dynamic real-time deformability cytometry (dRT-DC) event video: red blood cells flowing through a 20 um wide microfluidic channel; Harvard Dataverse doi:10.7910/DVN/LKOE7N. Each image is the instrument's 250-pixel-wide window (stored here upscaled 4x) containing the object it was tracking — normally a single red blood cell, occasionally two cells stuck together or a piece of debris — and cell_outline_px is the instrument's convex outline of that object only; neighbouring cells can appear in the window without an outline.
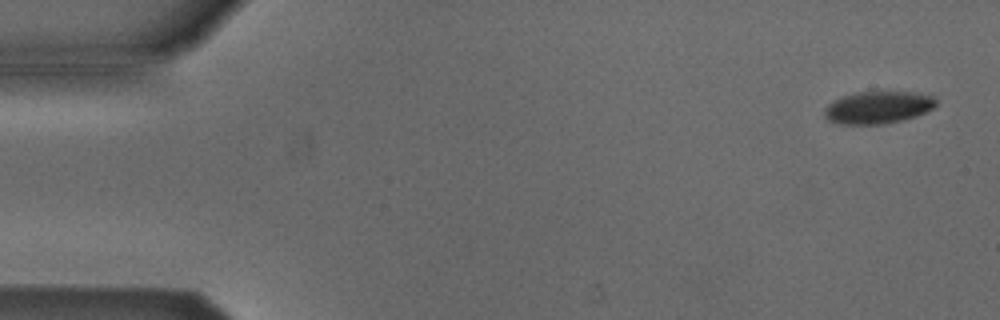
{"species": "Egyptian fruit bat (a non-hibernating species)", "species_latin": "Rousettus aegyptiacus", "temperature_condition": "cold", "stored_images_in_passage": 6, "camera_frame_rate_fps": 3000, "um_per_image_px": 0.085, "animal": {"sex": "male"}, "frame": {"image": 1, "passage_image": 1, "time_ms": 0.0, "image_size_px": [1000, 320], "cell_outline_px": [[936, 104], [932, 108], [916, 116], [904, 120], [880, 124], [840, 124], [828, 120], [824, 116], [824, 108], [828, 104], [844, 96], [860, 92], [912, 92], [932, 96], [936, 100]], "centroid_in_image_um": [74.61, 9.14], "position_along_channel_um": 10.4, "area_um2": 20.75}}
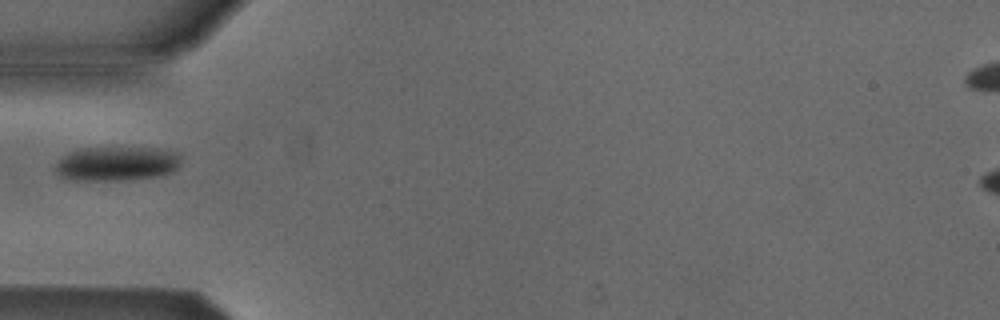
{"frame": {"image": 2, "passage_image": 5, "time_ms": 5.0, "image_size_px": [1000, 320], "cell_outline_px": [[180, 164], [172, 172], [156, 176], [128, 180], [68, 180], [60, 176], [56, 172], [56, 164], [60, 156], [68, 152], [80, 148], [160, 148], [180, 152]], "centroid_in_image_um": [9.91, 13.9], "position_along_channel_um": 75.1, "area_um2": 25.43}}
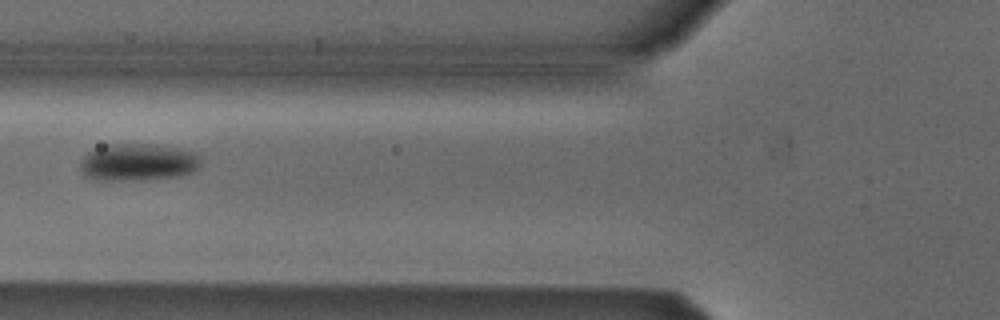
{"frame": {"image": 3, "passage_image": 6, "time_ms": 6.0, "image_size_px": [1000, 320], "cell_outline_px": [[200, 164], [192, 172], [180, 176], [140, 180], [92, 180], [84, 176], [80, 168], [80, 160], [88, 152], [96, 148], [108, 144], [156, 144], [196, 152], [200, 156]], "centroid_in_image_um": [11.7, 13.79], "position_along_channel_um": 114.1, "area_um2": 26.41}}